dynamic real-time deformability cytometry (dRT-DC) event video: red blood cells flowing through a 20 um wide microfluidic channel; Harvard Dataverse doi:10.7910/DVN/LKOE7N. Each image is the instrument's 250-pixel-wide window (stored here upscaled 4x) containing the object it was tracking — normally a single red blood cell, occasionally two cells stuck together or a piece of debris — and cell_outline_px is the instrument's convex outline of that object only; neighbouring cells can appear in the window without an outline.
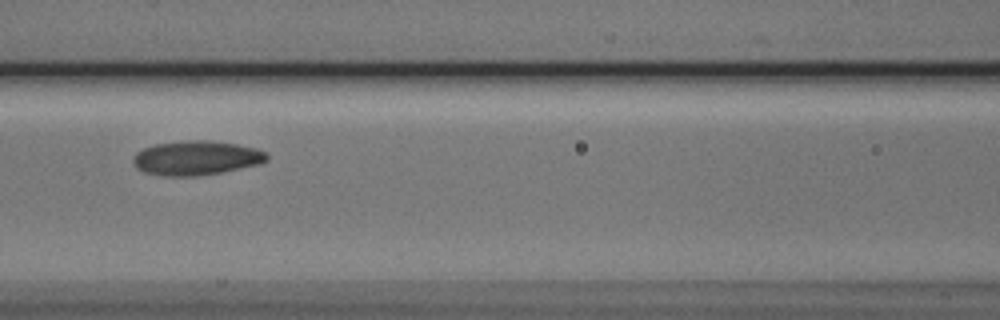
{"species": "Egyptian fruit bat (a non-hibernating species)", "species_latin": "Rousettus aegyptiacus", "temperature_condition": "cold", "stored_images_in_passage": 3, "camera_frame_rate_fps": 3000, "um_per_image_px": 0.085, "animal": {"sex": "male"}, "frame": {"image": 1, "passage_image": 3, "time_ms": 2.333, "image_size_px": [1000, 320], "cell_outline_px": [[268, 160], [260, 164], [220, 172], [196, 176], [168, 176], [144, 172], [136, 168], [132, 160], [132, 156], [136, 152], [152, 144], [188, 140], [208, 140], [236, 144], [256, 148], [264, 152], [268, 156]], "centroid_in_image_um": [16.65, 13.42], "position_along_channel_um": 150.0, "area_um2": 26.76}}